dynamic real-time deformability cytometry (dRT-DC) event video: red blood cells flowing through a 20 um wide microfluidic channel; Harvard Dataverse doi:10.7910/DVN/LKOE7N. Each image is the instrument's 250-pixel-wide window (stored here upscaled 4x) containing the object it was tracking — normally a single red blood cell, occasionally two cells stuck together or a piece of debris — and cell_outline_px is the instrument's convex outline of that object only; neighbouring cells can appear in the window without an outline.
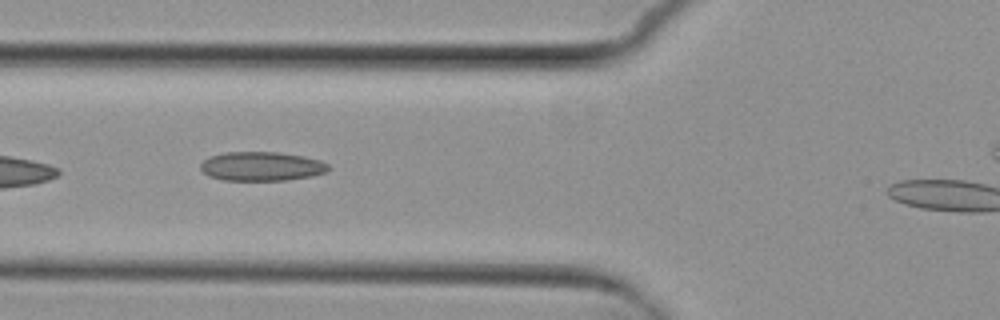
{"species": "common noctule bat (a hibernating species)", "species_latin": "Nyctalus noctula", "temperature_condition": "cold", "stored_images_in_passage": 10, "camera_frame_rate_fps": 3000, "um_per_image_px": 0.085, "animal": {"sex": "female", "body_mass_g": 29.2, "forearm_length_mm": 56.3}, "frame": {"image": 1, "passage_image": 6, "time_ms": 6.667, "image_size_px": [1000, 320], "cell_outline_px": [[328, 172], [312, 176], [288, 180], [224, 180], [208, 176], [200, 168], [200, 164], [204, 160], [212, 156], [224, 152], [276, 152], [304, 156], [320, 160], [328, 164]], "centroid_in_image_um": [22.25, 14.14], "position_along_channel_um": 103.6, "area_um2": 21.68}}